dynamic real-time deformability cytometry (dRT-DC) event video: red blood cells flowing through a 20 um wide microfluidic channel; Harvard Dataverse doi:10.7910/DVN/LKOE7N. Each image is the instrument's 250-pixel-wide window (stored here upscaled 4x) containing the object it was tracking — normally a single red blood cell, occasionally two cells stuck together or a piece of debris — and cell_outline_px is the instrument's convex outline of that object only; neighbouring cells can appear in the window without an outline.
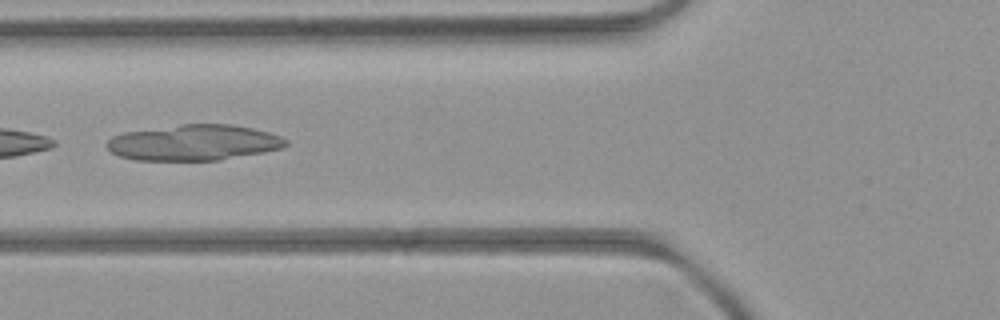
{"species": "common noctule bat (a hibernating species)", "species_latin": "Nyctalus noctula", "temperature_condition": "room temperature", "stored_images_in_passage": 7, "camera_frame_rate_fps": 3000, "um_per_image_px": 0.085, "animal": {"sex": "female", "body_mass_g": 21.9}, "frame": {"image": 1, "passage_image": 7, "time_ms": 6.667, "image_size_px": [1000, 320], "cell_outline_px": [[288, 144], [284, 148], [264, 152], [220, 160], [132, 160], [120, 156], [112, 152], [108, 148], [108, 140], [112, 136], [124, 132], [180, 124], [232, 124], [252, 128], [268, 132], [280, 136], [288, 140]], "centroid_in_image_um": [16.5, 12.12], "position_along_channel_um": 109.3, "area_um2": 37.34}}